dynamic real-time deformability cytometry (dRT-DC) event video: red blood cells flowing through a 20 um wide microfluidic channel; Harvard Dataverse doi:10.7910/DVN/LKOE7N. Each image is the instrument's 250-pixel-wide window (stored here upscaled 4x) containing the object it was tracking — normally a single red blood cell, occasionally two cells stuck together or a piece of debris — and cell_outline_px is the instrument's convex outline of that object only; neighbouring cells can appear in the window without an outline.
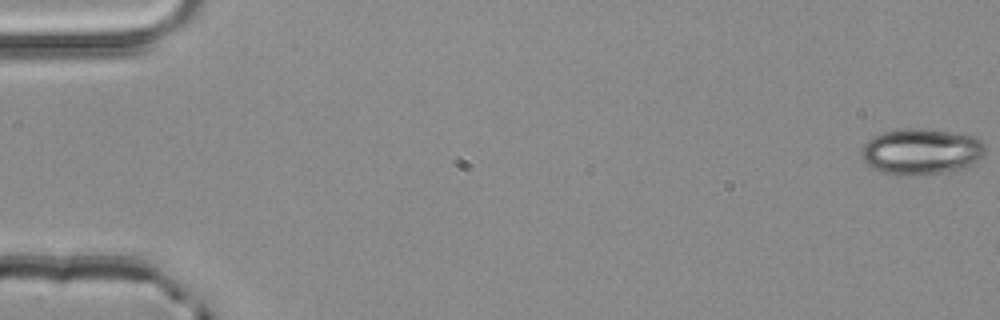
{"species": "common noctule bat (a hibernating species)", "species_latin": "Nyctalus noctula", "temperature_condition": "room temperature", "stored_images_in_passage": 3, "camera_frame_rate_fps": 3000, "um_per_image_px": 0.085, "animal": {"sex": "male", "body_mass_g": 20.4}, "frame": {"image": 1, "passage_image": 1, "time_ms": 0.0, "image_size_px": [1000, 320], "cell_outline_px": [[984, 152], [972, 164], [964, 168], [940, 172], [884, 172], [872, 168], [860, 156], [860, 152], [864, 144], [872, 136], [884, 132], [900, 128], [924, 128], [976, 136], [984, 144]], "centroid_in_image_um": [78.29, 12.81], "position_along_channel_um": 6.7, "area_um2": 32.25}}
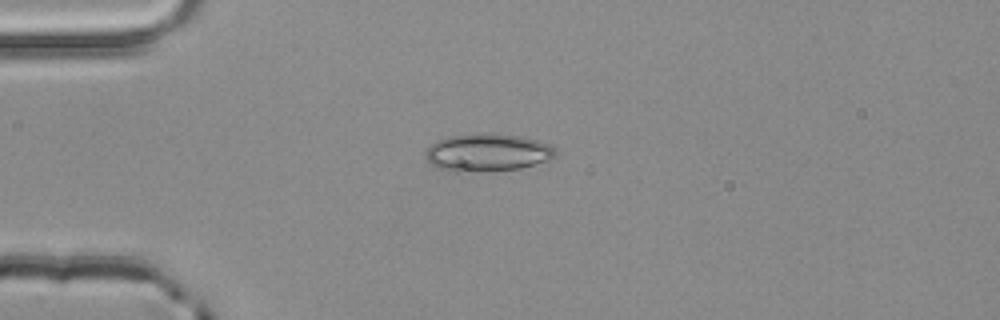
{"frame": {"image": 2, "passage_image": 3, "time_ms": 0.667, "image_size_px": [1000, 320], "cell_outline_px": [[556, 156], [552, 160], [520, 168], [496, 172], [460, 176], [452, 176], [436, 168], [424, 156], [424, 152], [436, 140], [448, 136], [476, 132], [500, 132], [524, 136], [540, 140], [556, 148]], "centroid_in_image_um": [41.39, 13.01], "position_along_channel_um": 43.6, "area_um2": 30.87}}